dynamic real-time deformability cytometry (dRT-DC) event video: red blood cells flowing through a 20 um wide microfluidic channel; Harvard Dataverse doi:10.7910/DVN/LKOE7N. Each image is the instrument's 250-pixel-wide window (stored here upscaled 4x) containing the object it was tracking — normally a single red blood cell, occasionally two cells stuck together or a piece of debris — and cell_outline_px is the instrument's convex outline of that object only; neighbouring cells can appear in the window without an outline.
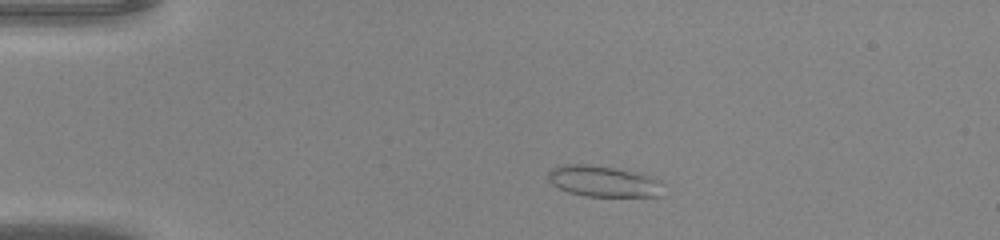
{"species": "common noctule bat (a hibernating species)", "species_latin": "Nyctalus noctula", "temperature_condition": "warm", "stored_images_in_passage": 38, "camera_frame_rate_fps": 3000, "um_per_image_px": 0.085, "animal": {"sex": "male", "body_mass_g": 20.0, "forearm_length_mm": 53.3}, "frame": {"image": 1, "passage_image": 1, "time_ms": 0.0, "image_size_px": [1000, 240], "cell_outline_px": [[664, 196], [584, 196], [568, 192], [552, 184], [548, 180], [548, 172], [552, 168], [564, 164], [588, 164], [640, 172], [660, 180], [664, 184]], "centroid_in_image_um": [51.35, 15.41], "position_along_channel_um": 33.7, "area_um2": 21.15}}
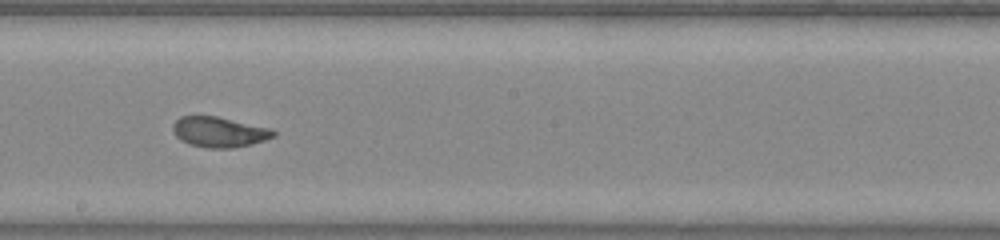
{"frame": {"image": 2, "passage_image": 18, "time_ms": 5.667, "image_size_px": [1000, 240], "cell_outline_px": [[276, 136], [252, 144], [232, 148], [208, 148], [188, 144], [180, 140], [176, 136], [172, 128], [172, 124], [180, 116], [216, 116], [272, 128], [276, 132]], "centroid_in_image_um": [18.63, 11.22], "position_along_channel_um": 229.6, "area_um2": 17.92}}
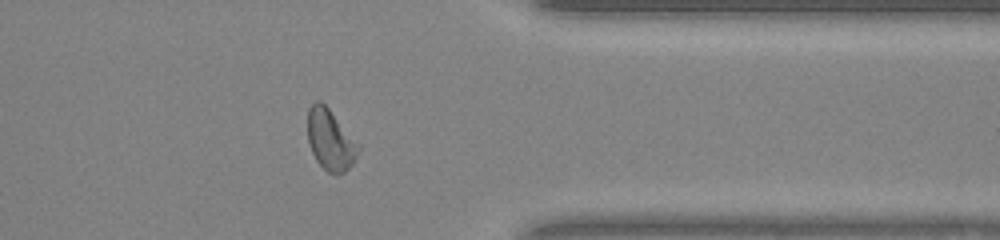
{"frame": {"image": 3, "passage_image": 29, "time_ms": 9.333, "image_size_px": [1000, 240], "cell_outline_px": [[360, 148], [356, 160], [344, 172], [336, 176], [328, 172], [316, 160], [308, 144], [308, 108], [316, 100], [320, 100], [328, 108], [360, 144]], "centroid_in_image_um": [28.09, 11.9], "position_along_channel_um": 383.3, "area_um2": 18.09}}